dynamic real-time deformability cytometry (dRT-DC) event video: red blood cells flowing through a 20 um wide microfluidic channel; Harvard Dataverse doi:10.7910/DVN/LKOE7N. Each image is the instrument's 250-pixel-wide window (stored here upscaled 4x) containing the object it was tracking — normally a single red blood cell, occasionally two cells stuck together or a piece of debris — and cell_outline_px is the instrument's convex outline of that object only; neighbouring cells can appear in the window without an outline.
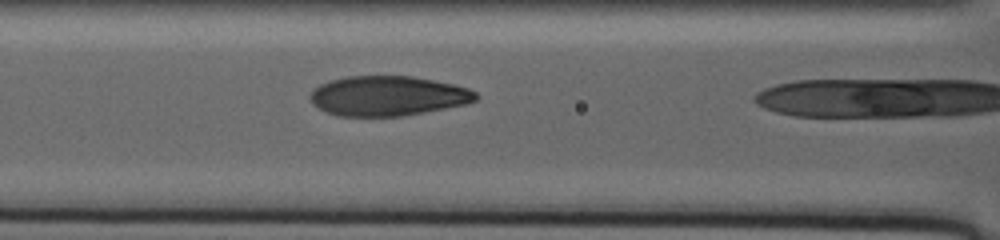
{"species": "human", "species_latin": "Homo sapiens", "temperature_condition": "warm", "stored_images_in_passage": 47, "camera_frame_rate_fps": 3000, "um_per_image_px": 0.085, "donor": {"sex": "male"}, "frame": {"image": 1, "passage_image": 41, "time_ms": 14.667, "image_size_px": [1000, 240], "cell_outline_px": [[480, 96], [476, 100], [464, 104], [424, 112], [400, 116], [336, 116], [316, 108], [312, 104], [308, 96], [312, 88], [320, 84], [332, 80], [348, 76], [412, 76], [452, 84], [468, 88], [476, 92]], "centroid_in_image_um": [32.9, 8.15], "position_along_channel_um": 133.7, "area_um2": 38.55}}